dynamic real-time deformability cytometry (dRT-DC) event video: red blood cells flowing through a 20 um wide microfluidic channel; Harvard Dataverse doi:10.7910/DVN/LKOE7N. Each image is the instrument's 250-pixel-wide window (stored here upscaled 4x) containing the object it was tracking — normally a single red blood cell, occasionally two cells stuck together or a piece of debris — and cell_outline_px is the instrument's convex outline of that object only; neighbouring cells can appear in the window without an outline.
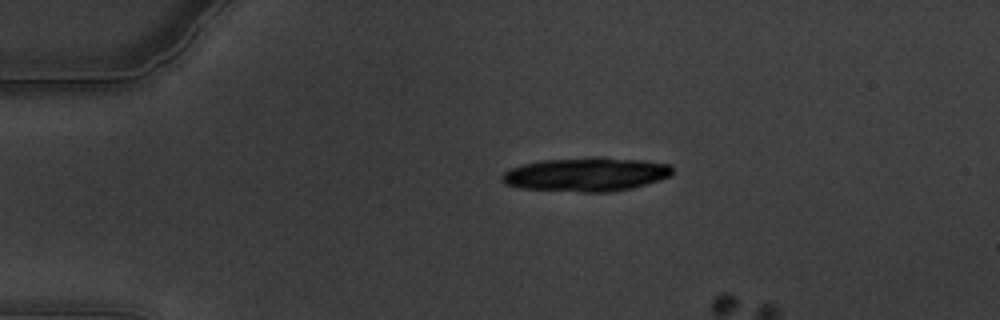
{"species": "common noctule bat (a hibernating species)", "species_latin": "Nyctalus noctula", "temperature_condition": "warm", "stored_images_in_passage": 6, "camera_frame_rate_fps": 3000, "um_per_image_px": 0.085, "animal": {"sex": "male", "body_mass_g": 19.5, "forearm_length_mm": 54.6}, "frame": {"image": 1, "passage_image": 4, "time_ms": 1.0, "image_size_px": [1000, 320], "cell_outline_px": [[672, 176], [632, 188], [612, 192], [584, 192], [520, 188], [504, 184], [500, 180], [500, 176], [504, 172], [512, 168], [524, 164], [540, 160], [596, 156], [604, 156], [644, 160], [668, 164], [672, 168]], "centroid_in_image_um": [49.83, 14.81], "position_along_channel_um": 35.2, "area_um2": 34.04}}